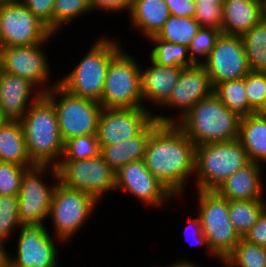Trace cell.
I'll return each instance as SVG.
<instances>
[{"label":"cell","instance_id":"6da1fadb","mask_svg":"<svg viewBox=\"0 0 266 267\" xmlns=\"http://www.w3.org/2000/svg\"><path fill=\"white\" fill-rule=\"evenodd\" d=\"M195 148L176 123H160L151 132L144 156L146 168L176 198L183 197L188 179L194 177Z\"/></svg>","mask_w":266,"mask_h":267},{"label":"cell","instance_id":"7a4b0ae2","mask_svg":"<svg viewBox=\"0 0 266 267\" xmlns=\"http://www.w3.org/2000/svg\"><path fill=\"white\" fill-rule=\"evenodd\" d=\"M20 123L32 163L57 167L62 157L64 141L54 104L43 94L29 107Z\"/></svg>","mask_w":266,"mask_h":267},{"label":"cell","instance_id":"3957f363","mask_svg":"<svg viewBox=\"0 0 266 267\" xmlns=\"http://www.w3.org/2000/svg\"><path fill=\"white\" fill-rule=\"evenodd\" d=\"M241 116L213 93L196 103L176 124L196 145L237 140Z\"/></svg>","mask_w":266,"mask_h":267},{"label":"cell","instance_id":"277c9868","mask_svg":"<svg viewBox=\"0 0 266 267\" xmlns=\"http://www.w3.org/2000/svg\"><path fill=\"white\" fill-rule=\"evenodd\" d=\"M104 36L97 37L76 66L58 80L70 94L100 102L108 65L122 50L116 38Z\"/></svg>","mask_w":266,"mask_h":267},{"label":"cell","instance_id":"5b68a950","mask_svg":"<svg viewBox=\"0 0 266 267\" xmlns=\"http://www.w3.org/2000/svg\"><path fill=\"white\" fill-rule=\"evenodd\" d=\"M249 162L238 139L198 145L195 148V189L216 190L231 174Z\"/></svg>","mask_w":266,"mask_h":267},{"label":"cell","instance_id":"8992f818","mask_svg":"<svg viewBox=\"0 0 266 267\" xmlns=\"http://www.w3.org/2000/svg\"><path fill=\"white\" fill-rule=\"evenodd\" d=\"M196 191V213L200 217L203 234L211 252L225 266L224 259L242 238L230 221L229 201L215 190Z\"/></svg>","mask_w":266,"mask_h":267},{"label":"cell","instance_id":"52a82bcc","mask_svg":"<svg viewBox=\"0 0 266 267\" xmlns=\"http://www.w3.org/2000/svg\"><path fill=\"white\" fill-rule=\"evenodd\" d=\"M137 61L124 49L110 61L99 102L102 108L143 107L141 66Z\"/></svg>","mask_w":266,"mask_h":267},{"label":"cell","instance_id":"ba28073f","mask_svg":"<svg viewBox=\"0 0 266 267\" xmlns=\"http://www.w3.org/2000/svg\"><path fill=\"white\" fill-rule=\"evenodd\" d=\"M99 202L89 193L74 190L57 182L47 219L53 223L54 237L65 244L73 239L76 233L93 216Z\"/></svg>","mask_w":266,"mask_h":267},{"label":"cell","instance_id":"9c48e42d","mask_svg":"<svg viewBox=\"0 0 266 267\" xmlns=\"http://www.w3.org/2000/svg\"><path fill=\"white\" fill-rule=\"evenodd\" d=\"M48 175L51 184L45 179ZM58 181V170L54 166L35 165L24 172L17 195L18 218L22 225L45 224Z\"/></svg>","mask_w":266,"mask_h":267},{"label":"cell","instance_id":"30bf717a","mask_svg":"<svg viewBox=\"0 0 266 267\" xmlns=\"http://www.w3.org/2000/svg\"><path fill=\"white\" fill-rule=\"evenodd\" d=\"M44 95L54 104L63 141L97 134L98 118L102 110L99 102L74 96L59 84Z\"/></svg>","mask_w":266,"mask_h":267},{"label":"cell","instance_id":"8fae6325","mask_svg":"<svg viewBox=\"0 0 266 267\" xmlns=\"http://www.w3.org/2000/svg\"><path fill=\"white\" fill-rule=\"evenodd\" d=\"M54 37L56 34L39 44L0 48V70L30 80L45 94L58 84L50 80V60L44 49Z\"/></svg>","mask_w":266,"mask_h":267},{"label":"cell","instance_id":"7c38bea8","mask_svg":"<svg viewBox=\"0 0 266 267\" xmlns=\"http://www.w3.org/2000/svg\"><path fill=\"white\" fill-rule=\"evenodd\" d=\"M57 170L59 182L68 188L89 193L99 203L104 195L115 192V172L101 155L91 159L60 161Z\"/></svg>","mask_w":266,"mask_h":267},{"label":"cell","instance_id":"4fadbf2b","mask_svg":"<svg viewBox=\"0 0 266 267\" xmlns=\"http://www.w3.org/2000/svg\"><path fill=\"white\" fill-rule=\"evenodd\" d=\"M53 33L21 2H0L1 48L45 42Z\"/></svg>","mask_w":266,"mask_h":267},{"label":"cell","instance_id":"5bb4252c","mask_svg":"<svg viewBox=\"0 0 266 267\" xmlns=\"http://www.w3.org/2000/svg\"><path fill=\"white\" fill-rule=\"evenodd\" d=\"M213 90L210 77L202 64L184 67L168 100L159 108L178 110V114L156 113L153 117L159 123H177L196 103L209 98Z\"/></svg>","mask_w":266,"mask_h":267},{"label":"cell","instance_id":"9a60e30c","mask_svg":"<svg viewBox=\"0 0 266 267\" xmlns=\"http://www.w3.org/2000/svg\"><path fill=\"white\" fill-rule=\"evenodd\" d=\"M16 233V254H9V267H58L56 243L63 242L50 234L46 224L22 225Z\"/></svg>","mask_w":266,"mask_h":267},{"label":"cell","instance_id":"2e32d148","mask_svg":"<svg viewBox=\"0 0 266 267\" xmlns=\"http://www.w3.org/2000/svg\"><path fill=\"white\" fill-rule=\"evenodd\" d=\"M202 65L213 88L224 81L244 78L250 69L241 36L221 33Z\"/></svg>","mask_w":266,"mask_h":267},{"label":"cell","instance_id":"e0dca14e","mask_svg":"<svg viewBox=\"0 0 266 267\" xmlns=\"http://www.w3.org/2000/svg\"><path fill=\"white\" fill-rule=\"evenodd\" d=\"M129 193L146 206L164 207L175 198L146 168L144 159L130 162L115 172V191Z\"/></svg>","mask_w":266,"mask_h":267},{"label":"cell","instance_id":"ac0fdd59","mask_svg":"<svg viewBox=\"0 0 266 267\" xmlns=\"http://www.w3.org/2000/svg\"><path fill=\"white\" fill-rule=\"evenodd\" d=\"M144 107L102 108L97 126L100 146L118 143L138 135L153 119Z\"/></svg>","mask_w":266,"mask_h":267},{"label":"cell","instance_id":"d6986e66","mask_svg":"<svg viewBox=\"0 0 266 267\" xmlns=\"http://www.w3.org/2000/svg\"><path fill=\"white\" fill-rule=\"evenodd\" d=\"M43 94L30 80L0 70V109L10 121H20Z\"/></svg>","mask_w":266,"mask_h":267},{"label":"cell","instance_id":"ffe728a7","mask_svg":"<svg viewBox=\"0 0 266 267\" xmlns=\"http://www.w3.org/2000/svg\"><path fill=\"white\" fill-rule=\"evenodd\" d=\"M149 60L150 65H141V96L147 110L151 106L158 109L168 100L182 71L181 67L161 66Z\"/></svg>","mask_w":266,"mask_h":267},{"label":"cell","instance_id":"44dd1931","mask_svg":"<svg viewBox=\"0 0 266 267\" xmlns=\"http://www.w3.org/2000/svg\"><path fill=\"white\" fill-rule=\"evenodd\" d=\"M263 169H265L264 166L250 161L231 174L215 191L228 201L264 200L266 186L263 183V175H265L262 173Z\"/></svg>","mask_w":266,"mask_h":267},{"label":"cell","instance_id":"7402d4cb","mask_svg":"<svg viewBox=\"0 0 266 267\" xmlns=\"http://www.w3.org/2000/svg\"><path fill=\"white\" fill-rule=\"evenodd\" d=\"M159 124L156 119H153L135 137L111 145L100 146V155L114 172L130 162L144 159L151 132Z\"/></svg>","mask_w":266,"mask_h":267},{"label":"cell","instance_id":"603a6c76","mask_svg":"<svg viewBox=\"0 0 266 267\" xmlns=\"http://www.w3.org/2000/svg\"><path fill=\"white\" fill-rule=\"evenodd\" d=\"M266 16V4L248 0L223 2L222 33L242 35Z\"/></svg>","mask_w":266,"mask_h":267},{"label":"cell","instance_id":"cb8c5ba5","mask_svg":"<svg viewBox=\"0 0 266 267\" xmlns=\"http://www.w3.org/2000/svg\"><path fill=\"white\" fill-rule=\"evenodd\" d=\"M128 17L131 29L148 39L162 29L170 12L164 0H133Z\"/></svg>","mask_w":266,"mask_h":267},{"label":"cell","instance_id":"d4e9b609","mask_svg":"<svg viewBox=\"0 0 266 267\" xmlns=\"http://www.w3.org/2000/svg\"><path fill=\"white\" fill-rule=\"evenodd\" d=\"M238 140L249 161L262 166L266 163V117L253 113L242 116Z\"/></svg>","mask_w":266,"mask_h":267},{"label":"cell","instance_id":"484cf974","mask_svg":"<svg viewBox=\"0 0 266 267\" xmlns=\"http://www.w3.org/2000/svg\"><path fill=\"white\" fill-rule=\"evenodd\" d=\"M0 162L35 166L28 156L20 121H8L0 128Z\"/></svg>","mask_w":266,"mask_h":267},{"label":"cell","instance_id":"4316f807","mask_svg":"<svg viewBox=\"0 0 266 267\" xmlns=\"http://www.w3.org/2000/svg\"><path fill=\"white\" fill-rule=\"evenodd\" d=\"M241 38L250 71L266 72V16Z\"/></svg>","mask_w":266,"mask_h":267},{"label":"cell","instance_id":"83f0119b","mask_svg":"<svg viewBox=\"0 0 266 267\" xmlns=\"http://www.w3.org/2000/svg\"><path fill=\"white\" fill-rule=\"evenodd\" d=\"M147 40L152 44L151 46H153L149 54V59L156 64L181 68L195 65L189 57V50L187 46L160 40L156 36H152Z\"/></svg>","mask_w":266,"mask_h":267},{"label":"cell","instance_id":"f1b7e54d","mask_svg":"<svg viewBox=\"0 0 266 267\" xmlns=\"http://www.w3.org/2000/svg\"><path fill=\"white\" fill-rule=\"evenodd\" d=\"M266 209V200L229 201V217L237 233L243 237Z\"/></svg>","mask_w":266,"mask_h":267},{"label":"cell","instance_id":"f546056e","mask_svg":"<svg viewBox=\"0 0 266 267\" xmlns=\"http://www.w3.org/2000/svg\"><path fill=\"white\" fill-rule=\"evenodd\" d=\"M213 93L228 109L241 117L255 113L248 104L245 77L221 82L214 87Z\"/></svg>","mask_w":266,"mask_h":267},{"label":"cell","instance_id":"4dcf8cb0","mask_svg":"<svg viewBox=\"0 0 266 267\" xmlns=\"http://www.w3.org/2000/svg\"><path fill=\"white\" fill-rule=\"evenodd\" d=\"M201 28L193 17H177L170 15L156 37L160 40L190 46L192 38Z\"/></svg>","mask_w":266,"mask_h":267},{"label":"cell","instance_id":"1f68e13d","mask_svg":"<svg viewBox=\"0 0 266 267\" xmlns=\"http://www.w3.org/2000/svg\"><path fill=\"white\" fill-rule=\"evenodd\" d=\"M224 262L225 267H266V247L250 243L242 237Z\"/></svg>","mask_w":266,"mask_h":267},{"label":"cell","instance_id":"d6a6232c","mask_svg":"<svg viewBox=\"0 0 266 267\" xmlns=\"http://www.w3.org/2000/svg\"><path fill=\"white\" fill-rule=\"evenodd\" d=\"M92 12L89 0H55L52 12V33L58 35L65 24Z\"/></svg>","mask_w":266,"mask_h":267},{"label":"cell","instance_id":"836d02e7","mask_svg":"<svg viewBox=\"0 0 266 267\" xmlns=\"http://www.w3.org/2000/svg\"><path fill=\"white\" fill-rule=\"evenodd\" d=\"M100 145L97 134L81 135L64 141L60 161H76L96 158L100 155Z\"/></svg>","mask_w":266,"mask_h":267},{"label":"cell","instance_id":"e575fe53","mask_svg":"<svg viewBox=\"0 0 266 267\" xmlns=\"http://www.w3.org/2000/svg\"><path fill=\"white\" fill-rule=\"evenodd\" d=\"M221 33L219 29L201 27L188 47L190 59L195 64H202L214 48Z\"/></svg>","mask_w":266,"mask_h":267},{"label":"cell","instance_id":"d590c367","mask_svg":"<svg viewBox=\"0 0 266 267\" xmlns=\"http://www.w3.org/2000/svg\"><path fill=\"white\" fill-rule=\"evenodd\" d=\"M21 226L18 218V196H0V239L9 241L10 236Z\"/></svg>","mask_w":266,"mask_h":267},{"label":"cell","instance_id":"8d00e7d4","mask_svg":"<svg viewBox=\"0 0 266 267\" xmlns=\"http://www.w3.org/2000/svg\"><path fill=\"white\" fill-rule=\"evenodd\" d=\"M31 167L0 162V196L18 195L24 172Z\"/></svg>","mask_w":266,"mask_h":267},{"label":"cell","instance_id":"74e56055","mask_svg":"<svg viewBox=\"0 0 266 267\" xmlns=\"http://www.w3.org/2000/svg\"><path fill=\"white\" fill-rule=\"evenodd\" d=\"M245 89L249 107L256 112L266 95V72L250 71L245 76Z\"/></svg>","mask_w":266,"mask_h":267},{"label":"cell","instance_id":"f35d334b","mask_svg":"<svg viewBox=\"0 0 266 267\" xmlns=\"http://www.w3.org/2000/svg\"><path fill=\"white\" fill-rule=\"evenodd\" d=\"M201 27L222 31L223 6L216 3H196L193 17Z\"/></svg>","mask_w":266,"mask_h":267},{"label":"cell","instance_id":"ab89813d","mask_svg":"<svg viewBox=\"0 0 266 267\" xmlns=\"http://www.w3.org/2000/svg\"><path fill=\"white\" fill-rule=\"evenodd\" d=\"M187 218L188 224L183 231L184 239L186 240V242L191 246H203V248L205 247L204 249H207L208 254L210 253V255L218 259L209 248L207 239L203 234L199 215L196 213L193 218Z\"/></svg>","mask_w":266,"mask_h":267},{"label":"cell","instance_id":"60d3db41","mask_svg":"<svg viewBox=\"0 0 266 267\" xmlns=\"http://www.w3.org/2000/svg\"><path fill=\"white\" fill-rule=\"evenodd\" d=\"M21 2L52 32V12L55 0H21Z\"/></svg>","mask_w":266,"mask_h":267},{"label":"cell","instance_id":"b9f144b4","mask_svg":"<svg viewBox=\"0 0 266 267\" xmlns=\"http://www.w3.org/2000/svg\"><path fill=\"white\" fill-rule=\"evenodd\" d=\"M133 0H89L90 9L93 12L104 11L112 13L127 12L129 14Z\"/></svg>","mask_w":266,"mask_h":267},{"label":"cell","instance_id":"7bdbcfd3","mask_svg":"<svg viewBox=\"0 0 266 267\" xmlns=\"http://www.w3.org/2000/svg\"><path fill=\"white\" fill-rule=\"evenodd\" d=\"M243 238L250 243L266 247V209Z\"/></svg>","mask_w":266,"mask_h":267},{"label":"cell","instance_id":"ee69618b","mask_svg":"<svg viewBox=\"0 0 266 267\" xmlns=\"http://www.w3.org/2000/svg\"><path fill=\"white\" fill-rule=\"evenodd\" d=\"M167 3L170 15L177 17H194L195 0H164Z\"/></svg>","mask_w":266,"mask_h":267},{"label":"cell","instance_id":"f6af8a7d","mask_svg":"<svg viewBox=\"0 0 266 267\" xmlns=\"http://www.w3.org/2000/svg\"><path fill=\"white\" fill-rule=\"evenodd\" d=\"M6 242L0 239V267H9V252L6 249Z\"/></svg>","mask_w":266,"mask_h":267},{"label":"cell","instance_id":"bcb514c9","mask_svg":"<svg viewBox=\"0 0 266 267\" xmlns=\"http://www.w3.org/2000/svg\"><path fill=\"white\" fill-rule=\"evenodd\" d=\"M184 259L185 260L183 259L177 260L176 262H173L171 265L169 264L167 267H203L196 263H193L191 260L188 261L186 260V258Z\"/></svg>","mask_w":266,"mask_h":267},{"label":"cell","instance_id":"7dc6e473","mask_svg":"<svg viewBox=\"0 0 266 267\" xmlns=\"http://www.w3.org/2000/svg\"><path fill=\"white\" fill-rule=\"evenodd\" d=\"M255 113H257L260 116L266 117V95H265L262 106Z\"/></svg>","mask_w":266,"mask_h":267},{"label":"cell","instance_id":"c3c4849f","mask_svg":"<svg viewBox=\"0 0 266 267\" xmlns=\"http://www.w3.org/2000/svg\"><path fill=\"white\" fill-rule=\"evenodd\" d=\"M225 0H195V3H216L223 6Z\"/></svg>","mask_w":266,"mask_h":267},{"label":"cell","instance_id":"681fc988","mask_svg":"<svg viewBox=\"0 0 266 267\" xmlns=\"http://www.w3.org/2000/svg\"><path fill=\"white\" fill-rule=\"evenodd\" d=\"M8 121H10L3 113V111L0 109V128L4 126Z\"/></svg>","mask_w":266,"mask_h":267},{"label":"cell","instance_id":"f907efd6","mask_svg":"<svg viewBox=\"0 0 266 267\" xmlns=\"http://www.w3.org/2000/svg\"><path fill=\"white\" fill-rule=\"evenodd\" d=\"M255 3L266 4V0H248Z\"/></svg>","mask_w":266,"mask_h":267},{"label":"cell","instance_id":"816d5d0a","mask_svg":"<svg viewBox=\"0 0 266 267\" xmlns=\"http://www.w3.org/2000/svg\"><path fill=\"white\" fill-rule=\"evenodd\" d=\"M12 1H21V0H0V2H12Z\"/></svg>","mask_w":266,"mask_h":267}]
</instances>
